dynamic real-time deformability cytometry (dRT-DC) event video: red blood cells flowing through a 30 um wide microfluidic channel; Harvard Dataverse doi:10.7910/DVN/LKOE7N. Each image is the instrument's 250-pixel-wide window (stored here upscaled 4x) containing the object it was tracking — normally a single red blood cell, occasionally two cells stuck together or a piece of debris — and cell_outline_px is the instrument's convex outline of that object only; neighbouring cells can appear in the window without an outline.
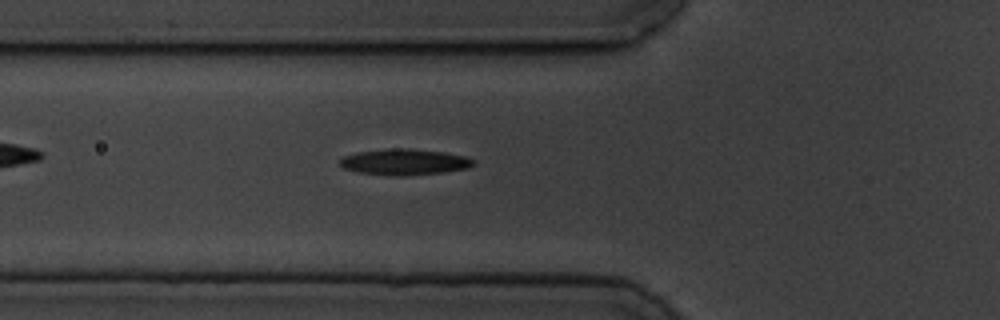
{"species": "common noctule bat (a hibernating species)", "species_latin": "Nyctalus noctula", "temperature_condition": "cold", "stored_images_in_passage": 6, "camera_frame_rate_fps": 3000, "um_per_image_px": 0.085, "animal": {"sex": "male", "body_mass_g": 19.5, "forearm_length_mm": 54.6}, "frame": {"image": 1, "passage_image": 6, "time_ms": 6.667, "image_size_px": [1000, 320], "cell_outline_px": [[476, 164], [468, 168], [444, 172], [404, 176], [392, 176], [360, 172], [344, 168], [340, 164], [340, 160], [344, 156], [356, 152], [392, 148], [412, 148], [444, 152], [464, 156], [476, 160]], "centroid_in_image_um": [34.42, 13.76], "position_along_channel_um": 91.4, "area_um2": 20.35}}